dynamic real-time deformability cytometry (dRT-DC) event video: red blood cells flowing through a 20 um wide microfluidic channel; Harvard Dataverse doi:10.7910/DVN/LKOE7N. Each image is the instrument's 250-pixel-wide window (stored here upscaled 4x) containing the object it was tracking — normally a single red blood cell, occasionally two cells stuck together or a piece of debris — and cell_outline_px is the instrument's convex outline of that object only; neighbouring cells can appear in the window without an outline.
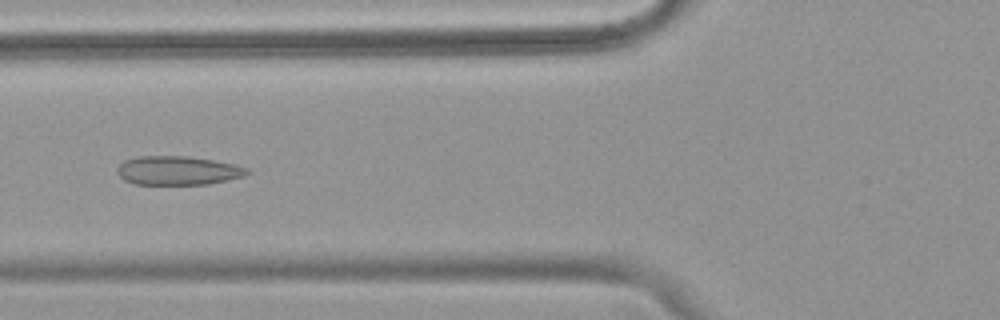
{"species": "common noctule bat (a hibernating species)", "species_latin": "Nyctalus noctula", "temperature_condition": "warm", "stored_images_in_passage": 45, "camera_frame_rate_fps": 3000, "um_per_image_px": 0.085, "animal": {"sex": "female", "body_mass_g": 18.4}, "frame": {"image": 1, "passage_image": 13, "time_ms": 4.0, "image_size_px": [1000, 320], "cell_outline_px": [[252, 172], [244, 176], [228, 180], [208, 184], [136, 184], [124, 180], [116, 172], [116, 168], [124, 160], [140, 156], [188, 156], [212, 160], [232, 164], [248, 168]], "centroid_in_image_um": [15.11, 14.49], "position_along_channel_um": 110.7, "area_um2": 21.85}}
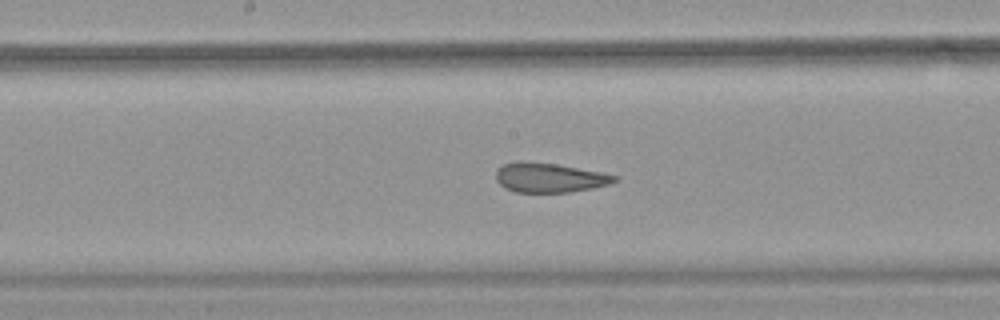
{"frame": {"image": 2, "passage_image": 20, "time_ms": 6.333, "image_size_px": [1000, 320], "cell_outline_px": [[620, 180], [608, 184], [592, 188], [568, 192], [516, 192], [504, 188], [496, 180], [496, 168], [504, 164], [520, 160], [524, 160], [556, 164], [600, 172], [620, 176]], "centroid_in_image_um": [46.68, 15.09], "position_along_channel_um": 201.5, "area_um2": 20.52}}
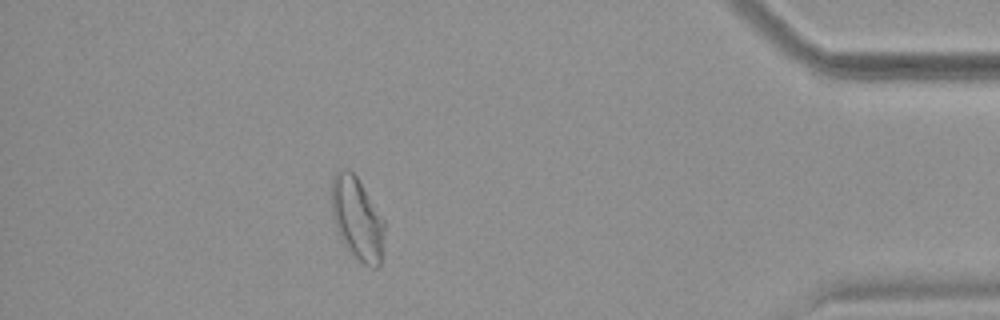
{"frame": {"image": 3, "passage_image": 39, "time_ms": 12.667, "image_size_px": [1000, 320], "cell_outline_px": [[384, 232], [380, 264], [376, 268], [372, 268], [364, 264], [348, 248], [340, 236], [332, 216], [332, 180], [336, 172], [344, 168], [348, 168], [356, 176], [384, 220]], "centroid_in_image_um": [30.36, 18.56], "position_along_channel_um": 404.8, "area_um2": 24.85}, "authors_computed_cell_mechanics": {"area_um2": 23.12, "velocity_mm_per_s": 3.897, "shape_relaxation_time_tau1_ms": null, "shape_relaxation_time_tau2_ms": 1.8245, "deformation_change_tau1": null, "deformation_change_tau2": 0.0891}}